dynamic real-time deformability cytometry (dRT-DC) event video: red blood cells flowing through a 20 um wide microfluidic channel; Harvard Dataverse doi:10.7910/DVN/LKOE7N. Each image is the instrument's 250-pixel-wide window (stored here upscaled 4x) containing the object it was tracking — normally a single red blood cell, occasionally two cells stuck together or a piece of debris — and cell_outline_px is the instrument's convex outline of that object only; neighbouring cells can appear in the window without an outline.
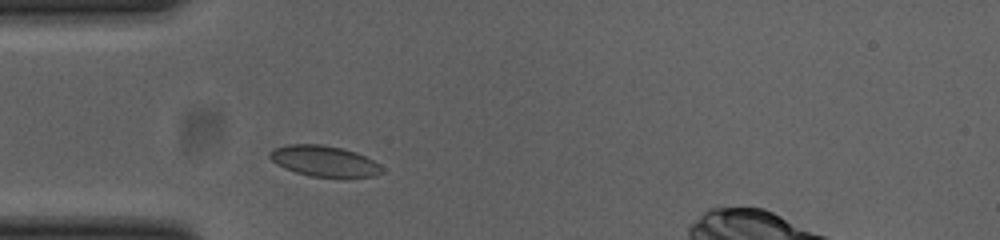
{"species": "common noctule bat (a hibernating species)", "species_latin": "Nyctalus noctula", "temperature_condition": "cold", "stored_images_in_passage": 32, "camera_frame_rate_fps": 3000, "um_per_image_px": 0.085, "animal": {"sex": "female", "body_mass_g": 23.0, "forearm_length_mm": 53.4}, "frame": {"image": 1, "passage_image": 1, "time_ms": 0.0, "image_size_px": [1000, 240], "cell_outline_px": [[384, 172], [376, 176], [348, 180], [312, 176], [296, 172], [284, 168], [272, 160], [268, 156], [268, 152], [276, 148], [288, 144], [320, 144], [344, 148], [356, 152], [380, 164], [384, 168]], "centroid_in_image_um": [27.65, 13.74], "position_along_channel_um": 57.4, "area_um2": 20.87}}
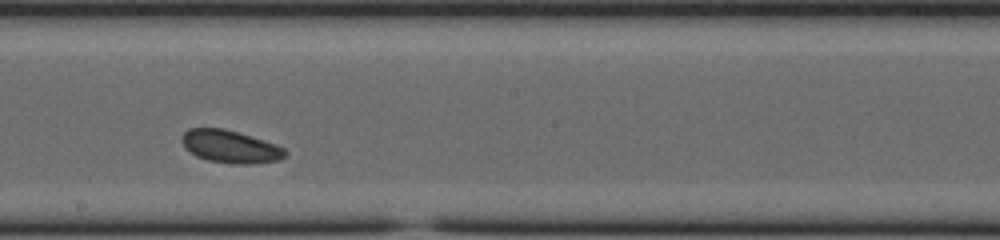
{"frame": {"image": 2, "passage_image": 15, "time_ms": 4.667, "image_size_px": [1000, 240], "cell_outline_px": [[288, 152], [280, 160], [252, 164], [232, 164], [208, 160], [196, 156], [184, 148], [180, 140], [184, 132], [188, 128], [224, 128], [276, 144], [284, 148]], "centroid_in_image_um": [19.55, 12.46], "position_along_channel_um": 228.6, "area_um2": 19.77}}
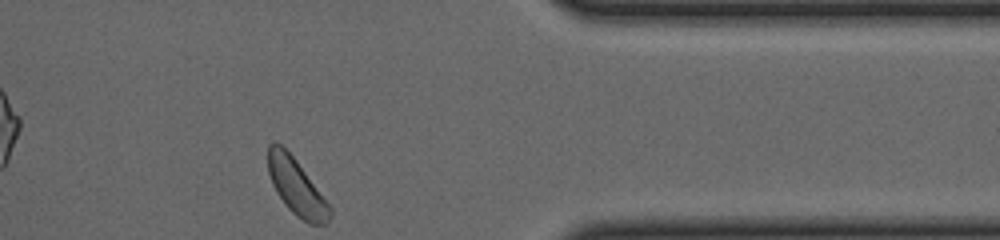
{"frame": {"image": 3, "passage_image": 29, "time_ms": 9.333, "image_size_px": [1000, 240], "cell_outline_px": [[332, 216], [324, 224], [308, 224], [296, 216], [284, 204], [276, 192], [272, 184], [268, 172], [268, 144], [280, 144], [296, 160], [332, 208]], "centroid_in_image_um": [25.2, 15.93], "position_along_channel_um": 386.2, "area_um2": 20.0}, "authors_computed_cell_mechanics": {"area_um2": 19.7676, "velocity_mm_per_s": 3.7641, "shape_relaxation_time_tau1_ms": 4.0362, "shape_relaxation_time_tau2_ms": null, "deformation_change_tau1": 0.1046, "deformation_change_tau2": null}}